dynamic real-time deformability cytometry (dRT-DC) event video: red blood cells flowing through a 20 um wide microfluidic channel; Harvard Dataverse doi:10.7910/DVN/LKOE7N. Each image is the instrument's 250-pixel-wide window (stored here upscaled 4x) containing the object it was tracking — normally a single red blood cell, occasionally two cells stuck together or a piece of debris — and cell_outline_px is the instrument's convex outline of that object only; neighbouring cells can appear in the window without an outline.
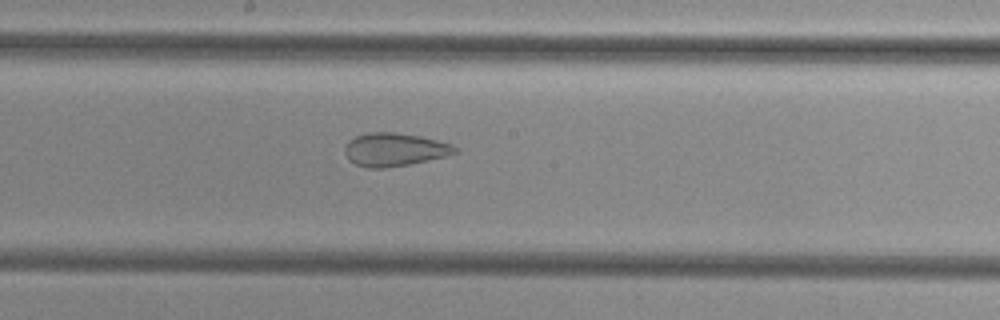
{"species": "common noctule bat (a hibernating species)", "species_latin": "Nyctalus noctula", "temperature_condition": "cold", "stored_images_in_passage": 46, "camera_frame_rate_fps": 3000, "um_per_image_px": 0.085, "animal": {"sex": "female", "body_mass_g": 29.2, "forearm_length_mm": 56.3}, "frame": {"image": 1, "passage_image": 22, "time_ms": 7.0, "image_size_px": [1000, 320], "cell_outline_px": [[456, 152], [448, 156], [408, 164], [384, 168], [368, 168], [356, 164], [348, 160], [344, 152], [344, 148], [348, 140], [356, 136], [368, 132], [392, 132], [420, 136], [452, 144], [456, 148]], "centroid_in_image_um": [33.49, 12.71], "position_along_channel_um": 214.7, "area_um2": 21.27}}
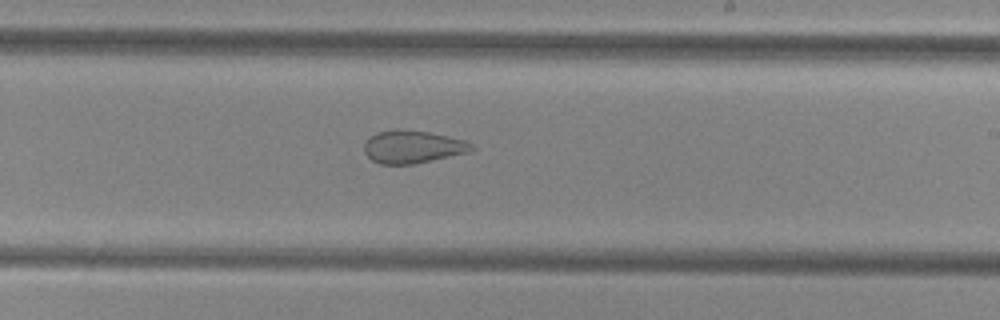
{"frame": {"image": 2, "passage_image": 25, "time_ms": 8.0, "image_size_px": [1000, 320], "cell_outline_px": [[476, 148], [468, 152], [412, 164], [380, 164], [372, 160], [364, 152], [364, 144], [368, 136], [376, 132], [392, 128], [400, 128], [428, 132], [464, 140], [472, 144]], "centroid_in_image_um": [35.01, 12.45], "position_along_channel_um": 254.0, "area_um2": 20.58}}
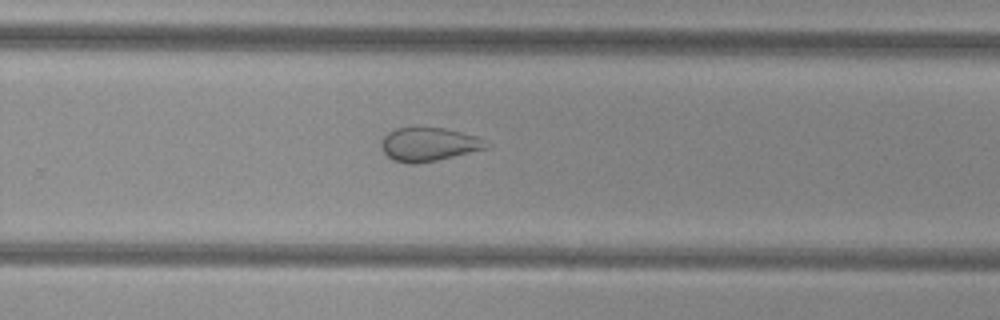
{"frame": {"image": 3, "passage_image": 28, "time_ms": 9.0, "image_size_px": [1000, 320], "cell_outline_px": [[492, 144], [488, 148], [436, 160], [416, 164], [408, 164], [392, 160], [380, 148], [380, 140], [388, 132], [396, 128], [444, 128], [476, 136]], "centroid_in_image_um": [36.42, 12.28], "position_along_channel_um": 293.4, "area_um2": 20.58}}